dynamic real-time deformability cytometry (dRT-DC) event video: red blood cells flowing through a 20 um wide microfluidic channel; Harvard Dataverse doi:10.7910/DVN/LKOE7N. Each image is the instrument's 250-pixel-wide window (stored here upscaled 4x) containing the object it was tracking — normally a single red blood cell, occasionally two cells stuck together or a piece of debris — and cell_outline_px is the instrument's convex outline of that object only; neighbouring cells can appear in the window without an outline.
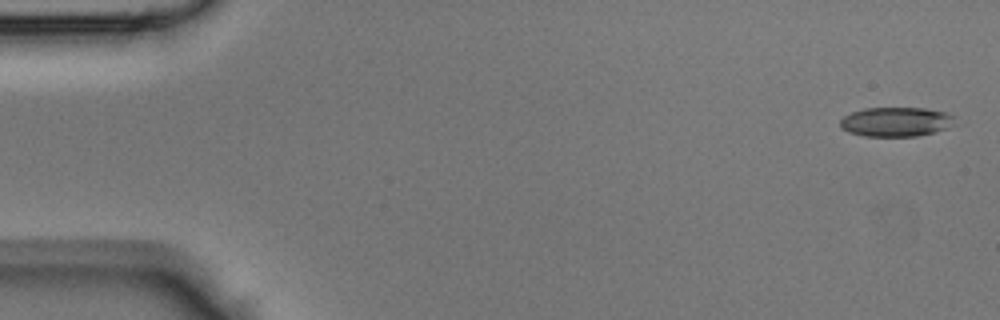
{"species": "Egyptian fruit bat (a non-hibernating species)", "species_latin": "Rousettus aegyptiacus", "temperature_condition": "room temperature", "stored_images_in_passage": 47, "camera_frame_rate_fps": 3000, "um_per_image_px": 0.085, "animal": {"sex": "male"}, "frame": {"image": 1, "passage_image": 1, "time_ms": 0.0, "image_size_px": [1000, 320], "cell_outline_px": [[956, 116], [948, 128], [936, 132], [916, 136], [864, 136], [848, 132], [840, 128], [840, 120], [844, 116], [852, 112], [864, 108], [924, 108], [948, 112]], "centroid_in_image_um": [76.16, 10.35], "position_along_channel_um": 8.8, "area_um2": 19.77}}
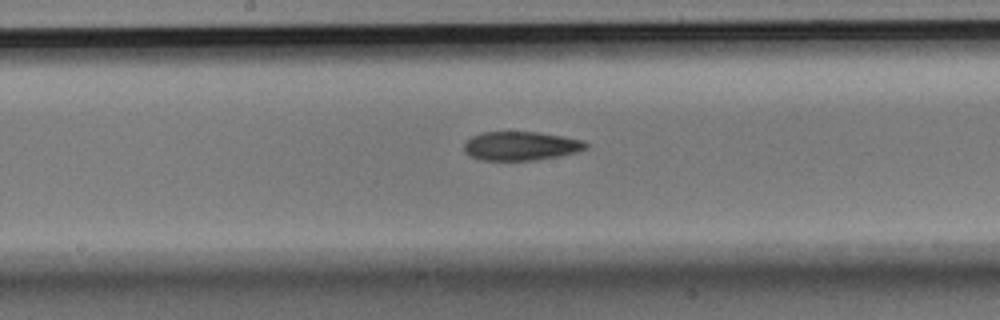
{"frame": {"image": 2, "passage_image": 24, "time_ms": 7.667, "image_size_px": [1000, 320], "cell_outline_px": [[588, 148], [576, 152], [556, 156], [532, 160], [484, 160], [472, 156], [464, 152], [464, 140], [472, 136], [484, 132], [536, 132], [564, 136], [584, 140], [588, 144]], "centroid_in_image_um": [44.27, 12.39], "position_along_channel_um": 203.9, "area_um2": 20.4}}
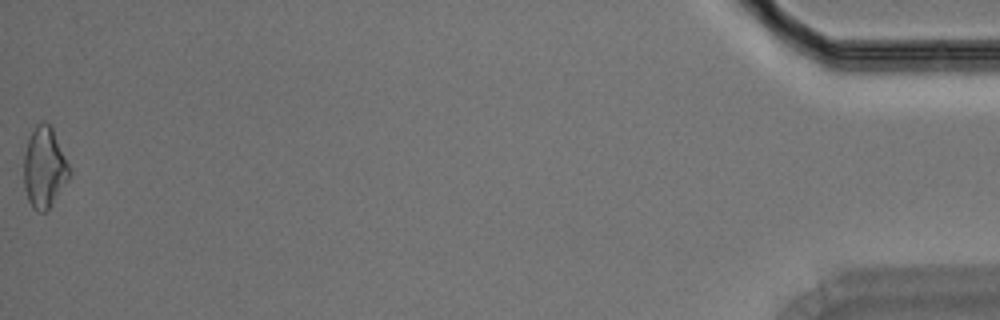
{"frame": {"image": 3, "passage_image": 47, "time_ms": 15.333, "image_size_px": [1000, 320], "cell_outline_px": [[72, 172], [68, 180], [48, 212], [36, 212], [32, 208], [28, 200], [24, 188], [24, 152], [28, 140], [36, 124], [44, 120], [52, 124], [72, 168]], "centroid_in_image_um": [3.81, 14.23], "position_along_channel_um": 431.4, "area_um2": 22.31}}